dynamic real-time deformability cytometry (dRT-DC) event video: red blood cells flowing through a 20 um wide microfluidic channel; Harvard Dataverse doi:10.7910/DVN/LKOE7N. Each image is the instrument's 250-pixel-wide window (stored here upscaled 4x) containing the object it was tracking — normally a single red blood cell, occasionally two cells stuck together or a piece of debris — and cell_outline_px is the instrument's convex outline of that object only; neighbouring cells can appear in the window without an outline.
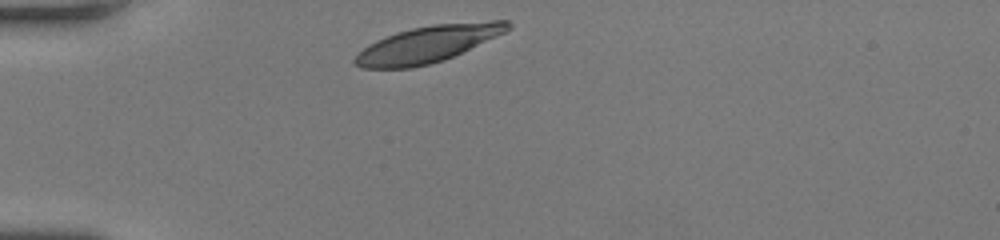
{"species": "human", "species_latin": "Homo sapiens", "temperature_condition": "room temperature", "stored_images_in_passage": 28, "camera_frame_rate_fps": 3000, "um_per_image_px": 0.085, "donor": {"sex": "female"}, "frame": {"image": 1, "passage_image": 1, "time_ms": 0.0, "image_size_px": [1000, 240], "cell_outline_px": [[512, 28], [496, 36], [444, 60], [412, 68], [360, 68], [352, 64], [352, 60], [368, 44], [376, 40], [396, 32], [412, 28], [436, 24], [492, 20], [508, 20], [512, 24]], "centroid_in_image_um": [36.34, 3.74], "position_along_channel_um": 48.7, "area_um2": 32.43}}
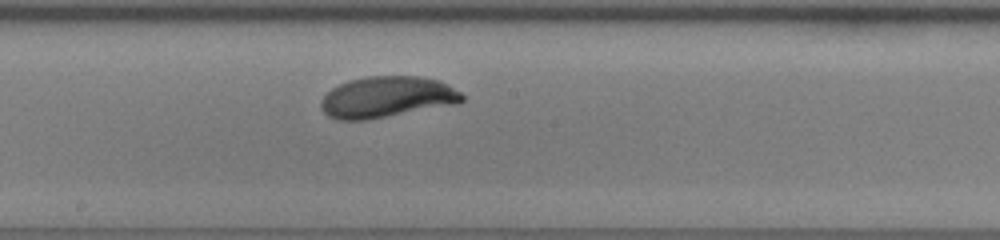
{"frame": {"image": 2, "passage_image": 15, "time_ms": 4.667, "image_size_px": [1000, 240], "cell_outline_px": [[464, 100], [460, 104], [368, 120], [336, 120], [328, 116], [320, 108], [320, 100], [332, 88], [348, 80], [368, 76], [420, 76], [436, 80], [448, 84], [460, 92], [464, 96]], "centroid_in_image_um": [32.9, 8.27], "position_along_channel_um": 215.3, "area_um2": 34.28}}
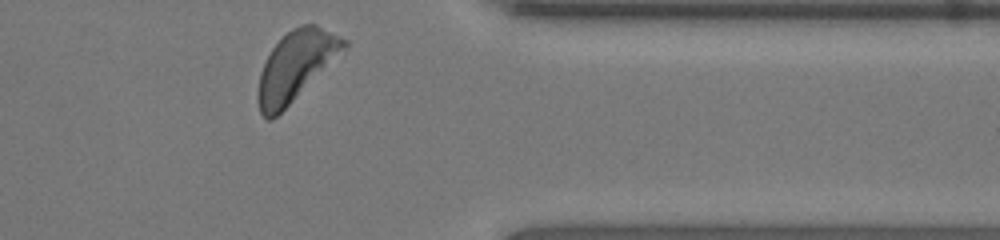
{"frame": {"image": 3, "passage_image": 28, "time_ms": 9.0, "image_size_px": [1000, 240], "cell_outline_px": [[348, 48], [272, 120], [268, 120], [260, 112], [260, 72], [272, 48], [292, 28], [300, 24], [316, 24], [348, 40]], "centroid_in_image_um": [25.21, 5.55], "position_along_channel_um": 386.2, "area_um2": 33.93}, "authors_computed_cell_mechanics": {"area_um2": 33.4373, "velocity_mm_per_s": 4.1559, "shape_relaxation_time_tau1_ms": 4.987, "shape_relaxation_time_tau2_ms": null, "deformation_change_tau1": 0.2143, "deformation_change_tau2": null}}